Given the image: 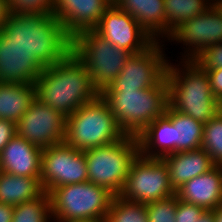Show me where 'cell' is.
Instances as JSON below:
<instances>
[{
  "mask_svg": "<svg viewBox=\"0 0 222 222\" xmlns=\"http://www.w3.org/2000/svg\"><path fill=\"white\" fill-rule=\"evenodd\" d=\"M88 181L84 151L66 142L43 149L40 184L46 193L62 185Z\"/></svg>",
  "mask_w": 222,
  "mask_h": 222,
  "instance_id": "10",
  "label": "cell"
},
{
  "mask_svg": "<svg viewBox=\"0 0 222 222\" xmlns=\"http://www.w3.org/2000/svg\"><path fill=\"white\" fill-rule=\"evenodd\" d=\"M162 42L155 40L146 50L131 54L118 77L103 90H138L158 85L166 77L170 61Z\"/></svg>",
  "mask_w": 222,
  "mask_h": 222,
  "instance_id": "11",
  "label": "cell"
},
{
  "mask_svg": "<svg viewBox=\"0 0 222 222\" xmlns=\"http://www.w3.org/2000/svg\"><path fill=\"white\" fill-rule=\"evenodd\" d=\"M43 192L40 177L17 176L0 171V203L16 206L39 197Z\"/></svg>",
  "mask_w": 222,
  "mask_h": 222,
  "instance_id": "23",
  "label": "cell"
},
{
  "mask_svg": "<svg viewBox=\"0 0 222 222\" xmlns=\"http://www.w3.org/2000/svg\"><path fill=\"white\" fill-rule=\"evenodd\" d=\"M139 153L138 139L131 135L105 146L84 150L88 181L108 189L115 196L119 195Z\"/></svg>",
  "mask_w": 222,
  "mask_h": 222,
  "instance_id": "6",
  "label": "cell"
},
{
  "mask_svg": "<svg viewBox=\"0 0 222 222\" xmlns=\"http://www.w3.org/2000/svg\"><path fill=\"white\" fill-rule=\"evenodd\" d=\"M8 15L6 0H0V30H2Z\"/></svg>",
  "mask_w": 222,
  "mask_h": 222,
  "instance_id": "36",
  "label": "cell"
},
{
  "mask_svg": "<svg viewBox=\"0 0 222 222\" xmlns=\"http://www.w3.org/2000/svg\"><path fill=\"white\" fill-rule=\"evenodd\" d=\"M69 222H106L105 219H81V220H73Z\"/></svg>",
  "mask_w": 222,
  "mask_h": 222,
  "instance_id": "39",
  "label": "cell"
},
{
  "mask_svg": "<svg viewBox=\"0 0 222 222\" xmlns=\"http://www.w3.org/2000/svg\"><path fill=\"white\" fill-rule=\"evenodd\" d=\"M125 135L100 94L66 118L65 142L80 151L111 144Z\"/></svg>",
  "mask_w": 222,
  "mask_h": 222,
  "instance_id": "5",
  "label": "cell"
},
{
  "mask_svg": "<svg viewBox=\"0 0 222 222\" xmlns=\"http://www.w3.org/2000/svg\"><path fill=\"white\" fill-rule=\"evenodd\" d=\"M161 159L168 167L170 182L175 191L180 189L185 182L208 172L215 166L209 154L202 147L190 151L174 152Z\"/></svg>",
  "mask_w": 222,
  "mask_h": 222,
  "instance_id": "19",
  "label": "cell"
},
{
  "mask_svg": "<svg viewBox=\"0 0 222 222\" xmlns=\"http://www.w3.org/2000/svg\"><path fill=\"white\" fill-rule=\"evenodd\" d=\"M196 222H214V210H205Z\"/></svg>",
  "mask_w": 222,
  "mask_h": 222,
  "instance_id": "37",
  "label": "cell"
},
{
  "mask_svg": "<svg viewBox=\"0 0 222 222\" xmlns=\"http://www.w3.org/2000/svg\"><path fill=\"white\" fill-rule=\"evenodd\" d=\"M2 31L45 68L63 61L72 52V38L53 14L8 13Z\"/></svg>",
  "mask_w": 222,
  "mask_h": 222,
  "instance_id": "1",
  "label": "cell"
},
{
  "mask_svg": "<svg viewBox=\"0 0 222 222\" xmlns=\"http://www.w3.org/2000/svg\"><path fill=\"white\" fill-rule=\"evenodd\" d=\"M167 39L186 46L181 60H194L208 46L222 42V15L212 4L204 13L181 23Z\"/></svg>",
  "mask_w": 222,
  "mask_h": 222,
  "instance_id": "13",
  "label": "cell"
},
{
  "mask_svg": "<svg viewBox=\"0 0 222 222\" xmlns=\"http://www.w3.org/2000/svg\"><path fill=\"white\" fill-rule=\"evenodd\" d=\"M179 63L167 65L169 106L205 124L219 113L220 102L212 94L205 70L194 60Z\"/></svg>",
  "mask_w": 222,
  "mask_h": 222,
  "instance_id": "3",
  "label": "cell"
},
{
  "mask_svg": "<svg viewBox=\"0 0 222 222\" xmlns=\"http://www.w3.org/2000/svg\"><path fill=\"white\" fill-rule=\"evenodd\" d=\"M93 30L112 45L132 54L146 50L155 41L137 20L113 2Z\"/></svg>",
  "mask_w": 222,
  "mask_h": 222,
  "instance_id": "14",
  "label": "cell"
},
{
  "mask_svg": "<svg viewBox=\"0 0 222 222\" xmlns=\"http://www.w3.org/2000/svg\"><path fill=\"white\" fill-rule=\"evenodd\" d=\"M194 61L203 70L222 68V42L205 48Z\"/></svg>",
  "mask_w": 222,
  "mask_h": 222,
  "instance_id": "31",
  "label": "cell"
},
{
  "mask_svg": "<svg viewBox=\"0 0 222 222\" xmlns=\"http://www.w3.org/2000/svg\"><path fill=\"white\" fill-rule=\"evenodd\" d=\"M180 200L213 210L222 203V166H214L176 191Z\"/></svg>",
  "mask_w": 222,
  "mask_h": 222,
  "instance_id": "18",
  "label": "cell"
},
{
  "mask_svg": "<svg viewBox=\"0 0 222 222\" xmlns=\"http://www.w3.org/2000/svg\"><path fill=\"white\" fill-rule=\"evenodd\" d=\"M106 222H148L146 204L125 200L120 196H114Z\"/></svg>",
  "mask_w": 222,
  "mask_h": 222,
  "instance_id": "27",
  "label": "cell"
},
{
  "mask_svg": "<svg viewBox=\"0 0 222 222\" xmlns=\"http://www.w3.org/2000/svg\"><path fill=\"white\" fill-rule=\"evenodd\" d=\"M177 195L146 204L148 222H176Z\"/></svg>",
  "mask_w": 222,
  "mask_h": 222,
  "instance_id": "29",
  "label": "cell"
},
{
  "mask_svg": "<svg viewBox=\"0 0 222 222\" xmlns=\"http://www.w3.org/2000/svg\"><path fill=\"white\" fill-rule=\"evenodd\" d=\"M72 53L84 65L99 92L118 77L132 54L112 45L94 30H84L72 38Z\"/></svg>",
  "mask_w": 222,
  "mask_h": 222,
  "instance_id": "8",
  "label": "cell"
},
{
  "mask_svg": "<svg viewBox=\"0 0 222 222\" xmlns=\"http://www.w3.org/2000/svg\"><path fill=\"white\" fill-rule=\"evenodd\" d=\"M204 211L203 207L180 200L177 196L176 222H196Z\"/></svg>",
  "mask_w": 222,
  "mask_h": 222,
  "instance_id": "32",
  "label": "cell"
},
{
  "mask_svg": "<svg viewBox=\"0 0 222 222\" xmlns=\"http://www.w3.org/2000/svg\"><path fill=\"white\" fill-rule=\"evenodd\" d=\"M214 210V222H222V203Z\"/></svg>",
  "mask_w": 222,
  "mask_h": 222,
  "instance_id": "38",
  "label": "cell"
},
{
  "mask_svg": "<svg viewBox=\"0 0 222 222\" xmlns=\"http://www.w3.org/2000/svg\"><path fill=\"white\" fill-rule=\"evenodd\" d=\"M50 195L39 197L14 206L12 222H52Z\"/></svg>",
  "mask_w": 222,
  "mask_h": 222,
  "instance_id": "26",
  "label": "cell"
},
{
  "mask_svg": "<svg viewBox=\"0 0 222 222\" xmlns=\"http://www.w3.org/2000/svg\"><path fill=\"white\" fill-rule=\"evenodd\" d=\"M220 111H222V101L220 102Z\"/></svg>",
  "mask_w": 222,
  "mask_h": 222,
  "instance_id": "40",
  "label": "cell"
},
{
  "mask_svg": "<svg viewBox=\"0 0 222 222\" xmlns=\"http://www.w3.org/2000/svg\"><path fill=\"white\" fill-rule=\"evenodd\" d=\"M173 195H176V191L171 185L166 163L161 158H148L139 153L118 196L147 204Z\"/></svg>",
  "mask_w": 222,
  "mask_h": 222,
  "instance_id": "9",
  "label": "cell"
},
{
  "mask_svg": "<svg viewBox=\"0 0 222 222\" xmlns=\"http://www.w3.org/2000/svg\"><path fill=\"white\" fill-rule=\"evenodd\" d=\"M17 135L41 149L65 142L66 117L39 98L16 123Z\"/></svg>",
  "mask_w": 222,
  "mask_h": 222,
  "instance_id": "12",
  "label": "cell"
},
{
  "mask_svg": "<svg viewBox=\"0 0 222 222\" xmlns=\"http://www.w3.org/2000/svg\"><path fill=\"white\" fill-rule=\"evenodd\" d=\"M36 97L34 83L0 82V119L17 123Z\"/></svg>",
  "mask_w": 222,
  "mask_h": 222,
  "instance_id": "22",
  "label": "cell"
},
{
  "mask_svg": "<svg viewBox=\"0 0 222 222\" xmlns=\"http://www.w3.org/2000/svg\"><path fill=\"white\" fill-rule=\"evenodd\" d=\"M16 134V123L0 119V153Z\"/></svg>",
  "mask_w": 222,
  "mask_h": 222,
  "instance_id": "34",
  "label": "cell"
},
{
  "mask_svg": "<svg viewBox=\"0 0 222 222\" xmlns=\"http://www.w3.org/2000/svg\"><path fill=\"white\" fill-rule=\"evenodd\" d=\"M212 4L211 0H164L165 39L181 23L204 13Z\"/></svg>",
  "mask_w": 222,
  "mask_h": 222,
  "instance_id": "25",
  "label": "cell"
},
{
  "mask_svg": "<svg viewBox=\"0 0 222 222\" xmlns=\"http://www.w3.org/2000/svg\"><path fill=\"white\" fill-rule=\"evenodd\" d=\"M210 81L213 96L222 101V68L205 70Z\"/></svg>",
  "mask_w": 222,
  "mask_h": 222,
  "instance_id": "33",
  "label": "cell"
},
{
  "mask_svg": "<svg viewBox=\"0 0 222 222\" xmlns=\"http://www.w3.org/2000/svg\"><path fill=\"white\" fill-rule=\"evenodd\" d=\"M117 124L126 135L138 137L154 120L163 117L169 105L166 77L145 89L102 90Z\"/></svg>",
  "mask_w": 222,
  "mask_h": 222,
  "instance_id": "4",
  "label": "cell"
},
{
  "mask_svg": "<svg viewBox=\"0 0 222 222\" xmlns=\"http://www.w3.org/2000/svg\"><path fill=\"white\" fill-rule=\"evenodd\" d=\"M113 0H54L53 15L66 33L74 38L84 30H93Z\"/></svg>",
  "mask_w": 222,
  "mask_h": 222,
  "instance_id": "16",
  "label": "cell"
},
{
  "mask_svg": "<svg viewBox=\"0 0 222 222\" xmlns=\"http://www.w3.org/2000/svg\"><path fill=\"white\" fill-rule=\"evenodd\" d=\"M202 148L216 166H222V111L203 126Z\"/></svg>",
  "mask_w": 222,
  "mask_h": 222,
  "instance_id": "28",
  "label": "cell"
},
{
  "mask_svg": "<svg viewBox=\"0 0 222 222\" xmlns=\"http://www.w3.org/2000/svg\"><path fill=\"white\" fill-rule=\"evenodd\" d=\"M49 195L53 222L105 219L115 196L89 181L56 187Z\"/></svg>",
  "mask_w": 222,
  "mask_h": 222,
  "instance_id": "7",
  "label": "cell"
},
{
  "mask_svg": "<svg viewBox=\"0 0 222 222\" xmlns=\"http://www.w3.org/2000/svg\"><path fill=\"white\" fill-rule=\"evenodd\" d=\"M44 68L32 54L15 45L0 30V82L35 84Z\"/></svg>",
  "mask_w": 222,
  "mask_h": 222,
  "instance_id": "15",
  "label": "cell"
},
{
  "mask_svg": "<svg viewBox=\"0 0 222 222\" xmlns=\"http://www.w3.org/2000/svg\"><path fill=\"white\" fill-rule=\"evenodd\" d=\"M165 116L175 127V152H184L202 147L203 126L200 121L191 116L178 112L169 105Z\"/></svg>",
  "mask_w": 222,
  "mask_h": 222,
  "instance_id": "24",
  "label": "cell"
},
{
  "mask_svg": "<svg viewBox=\"0 0 222 222\" xmlns=\"http://www.w3.org/2000/svg\"><path fill=\"white\" fill-rule=\"evenodd\" d=\"M14 206L0 203V222H12Z\"/></svg>",
  "mask_w": 222,
  "mask_h": 222,
  "instance_id": "35",
  "label": "cell"
},
{
  "mask_svg": "<svg viewBox=\"0 0 222 222\" xmlns=\"http://www.w3.org/2000/svg\"><path fill=\"white\" fill-rule=\"evenodd\" d=\"M113 3L129 13L157 41H165L164 0H113Z\"/></svg>",
  "mask_w": 222,
  "mask_h": 222,
  "instance_id": "20",
  "label": "cell"
},
{
  "mask_svg": "<svg viewBox=\"0 0 222 222\" xmlns=\"http://www.w3.org/2000/svg\"><path fill=\"white\" fill-rule=\"evenodd\" d=\"M8 13L53 14L54 0H6Z\"/></svg>",
  "mask_w": 222,
  "mask_h": 222,
  "instance_id": "30",
  "label": "cell"
},
{
  "mask_svg": "<svg viewBox=\"0 0 222 222\" xmlns=\"http://www.w3.org/2000/svg\"><path fill=\"white\" fill-rule=\"evenodd\" d=\"M175 130L165 115L154 120L137 137L140 154L148 158H163L174 153Z\"/></svg>",
  "mask_w": 222,
  "mask_h": 222,
  "instance_id": "21",
  "label": "cell"
},
{
  "mask_svg": "<svg viewBox=\"0 0 222 222\" xmlns=\"http://www.w3.org/2000/svg\"><path fill=\"white\" fill-rule=\"evenodd\" d=\"M35 86L36 97L66 118L100 94L72 52L63 61L44 68Z\"/></svg>",
  "mask_w": 222,
  "mask_h": 222,
  "instance_id": "2",
  "label": "cell"
},
{
  "mask_svg": "<svg viewBox=\"0 0 222 222\" xmlns=\"http://www.w3.org/2000/svg\"><path fill=\"white\" fill-rule=\"evenodd\" d=\"M42 151L16 134L0 153V171L17 176L40 177Z\"/></svg>",
  "mask_w": 222,
  "mask_h": 222,
  "instance_id": "17",
  "label": "cell"
}]
</instances>
